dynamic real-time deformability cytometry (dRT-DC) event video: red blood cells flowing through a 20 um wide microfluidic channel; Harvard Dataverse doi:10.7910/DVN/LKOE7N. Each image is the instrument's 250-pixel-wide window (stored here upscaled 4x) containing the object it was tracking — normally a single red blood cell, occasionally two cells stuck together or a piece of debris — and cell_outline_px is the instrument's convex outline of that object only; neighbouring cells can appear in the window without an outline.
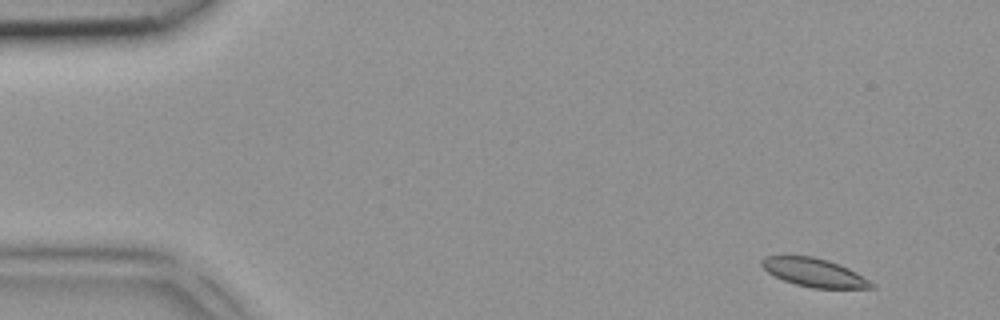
{"species": "common noctule bat (a hibernating species)", "species_latin": "Nyctalus noctula", "temperature_condition": "room temperature", "stored_images_in_passage": 4, "camera_frame_rate_fps": 3000, "um_per_image_px": 0.085, "animal": {"sex": "female", "body_mass_g": 18.4}, "frame": {"image": 1, "passage_image": 1, "time_ms": 0.0, "image_size_px": [1000, 320], "cell_outline_px": [[876, 288], [812, 288], [796, 284], [784, 280], [768, 272], [760, 264], [760, 260], [764, 256], [812, 256], [828, 260], [840, 264], [856, 272], [876, 284]], "centroid_in_image_um": [69.23, 23.16], "position_along_channel_um": 15.8, "area_um2": 18.15}}
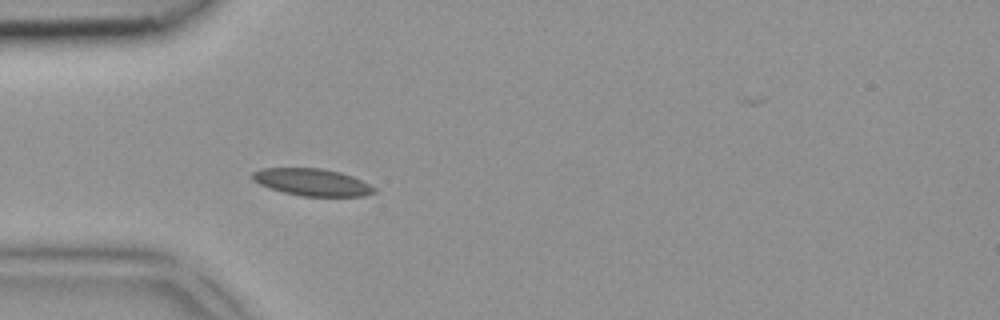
{"frame": {"image": 2, "passage_image": 4, "time_ms": 1.0, "image_size_px": [1000, 320], "cell_outline_px": [[376, 192], [364, 196], [300, 196], [268, 188], [252, 180], [252, 172], [264, 168], [320, 168], [340, 172], [352, 176], [376, 188]], "centroid_in_image_um": [26.52, 15.49], "position_along_channel_um": 58.5, "area_um2": 19.19}}